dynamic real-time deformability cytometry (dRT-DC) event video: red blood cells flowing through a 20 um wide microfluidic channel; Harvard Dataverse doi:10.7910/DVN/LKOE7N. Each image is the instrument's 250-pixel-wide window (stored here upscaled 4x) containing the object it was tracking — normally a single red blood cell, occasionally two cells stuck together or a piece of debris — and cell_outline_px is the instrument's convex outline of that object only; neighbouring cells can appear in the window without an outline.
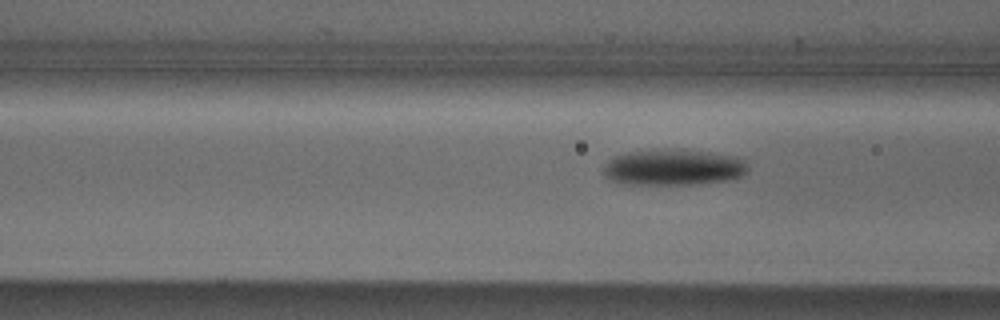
{"species": "Egyptian fruit bat (a non-hibernating species)", "species_latin": "Rousettus aegyptiacus", "temperature_condition": "cold", "stored_images_in_passage": 5, "segment_of_instrument_passage": [2, 2], "camera_frame_rate_fps": 3000, "um_per_image_px": 0.085, "animal": {"sex": "male"}, "frame": {"image": 1, "passage_image": 5, "time_ms": 5.333, "image_size_px": [1000, 320], "cell_outline_px": [[748, 168], [740, 176], [728, 180], [692, 184], [616, 184], [608, 180], [604, 176], [604, 164], [608, 160], [616, 156], [628, 152], [676, 148], [712, 152], [736, 156], [744, 160]], "centroid_in_image_um": [57.19, 14.22], "position_along_channel_um": 109.4, "area_um2": 30.63}}